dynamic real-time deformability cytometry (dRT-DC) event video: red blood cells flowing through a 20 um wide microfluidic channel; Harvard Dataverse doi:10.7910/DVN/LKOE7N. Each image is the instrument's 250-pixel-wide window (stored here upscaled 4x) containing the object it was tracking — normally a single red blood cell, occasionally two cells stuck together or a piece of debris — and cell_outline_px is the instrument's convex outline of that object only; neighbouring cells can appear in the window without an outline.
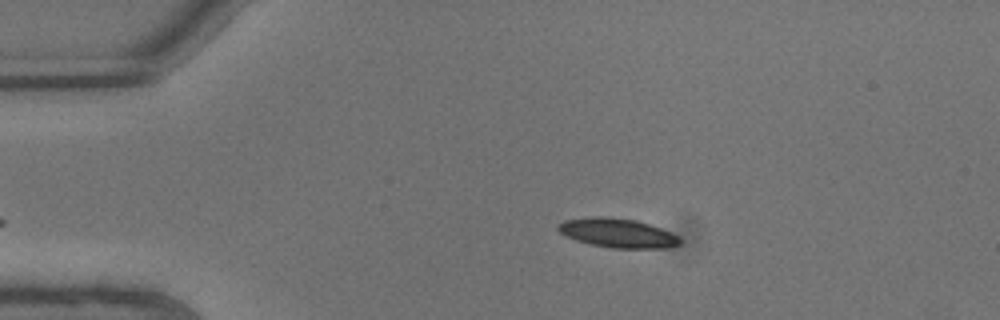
{"species": "common noctule bat (a hibernating species)", "species_latin": "Nyctalus noctula", "temperature_condition": "warm", "stored_images_in_passage": 3, "camera_frame_rate_fps": 3000, "um_per_image_px": 0.085, "animal": {"sex": "male", "body_mass_g": 13.3}, "frame": {"image": 1, "passage_image": 1, "time_ms": 0.0, "image_size_px": [1000, 320], "cell_outline_px": [[684, 240], [680, 244], [664, 248], [612, 248], [592, 244], [576, 240], [564, 236], [556, 228], [564, 220], [596, 216], [604, 216], [636, 220], [672, 232], [680, 236]], "centroid_in_image_um": [52.53, 19.81], "position_along_channel_um": 32.5, "area_um2": 20.75}}